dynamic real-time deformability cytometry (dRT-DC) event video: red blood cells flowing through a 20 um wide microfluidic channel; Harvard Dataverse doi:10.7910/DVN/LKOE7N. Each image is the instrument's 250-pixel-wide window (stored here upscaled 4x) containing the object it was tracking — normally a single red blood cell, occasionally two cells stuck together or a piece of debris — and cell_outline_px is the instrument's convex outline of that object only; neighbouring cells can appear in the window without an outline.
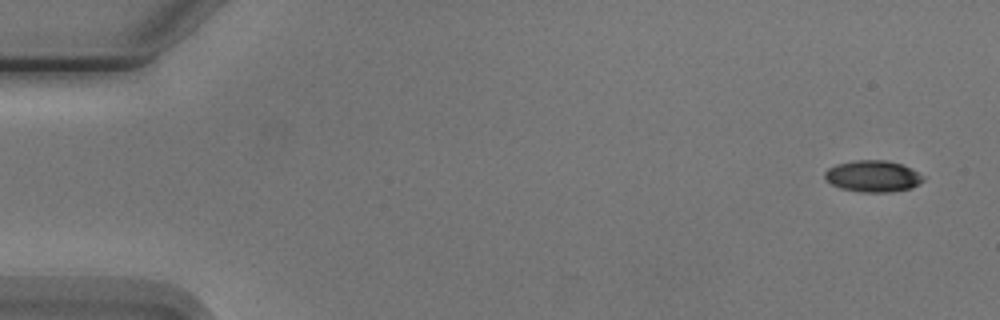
{"species": "Egyptian fruit bat (a non-hibernating species)", "species_latin": "Rousettus aegyptiacus", "temperature_condition": "cold", "stored_images_in_passage": 6, "camera_frame_rate_fps": 3000, "um_per_image_px": 0.085, "animal": {"sex": "male"}, "frame": {"image": 1, "passage_image": 1, "time_ms": 0.0, "image_size_px": [1000, 320], "cell_outline_px": [[924, 180], [912, 188], [892, 192], [860, 192], [840, 188], [832, 184], [824, 176], [824, 172], [828, 168], [836, 164], [856, 160], [888, 160], [900, 164], [924, 176]], "centroid_in_image_um": [74.18, 14.98], "position_along_channel_um": 10.8, "area_um2": 17.98}}